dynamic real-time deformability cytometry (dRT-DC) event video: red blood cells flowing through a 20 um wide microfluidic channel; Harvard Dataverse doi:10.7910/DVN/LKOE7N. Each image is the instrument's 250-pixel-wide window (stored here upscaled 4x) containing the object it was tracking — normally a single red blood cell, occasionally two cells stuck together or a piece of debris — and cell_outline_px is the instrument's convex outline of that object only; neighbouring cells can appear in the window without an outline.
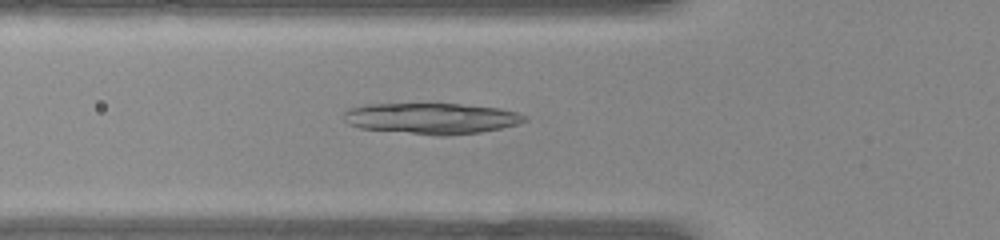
{"species": "common noctule bat (a hibernating species)", "species_latin": "Nyctalus noctula", "temperature_condition": "warm", "stored_images_in_passage": 46, "camera_frame_rate_fps": 3000, "um_per_image_px": 0.085, "animal": {"sex": "female", "body_mass_g": 22.0, "forearm_length_mm": 56.7}, "frame": {"image": 1, "passage_image": 13, "time_ms": 4.0, "image_size_px": [1000, 240], "cell_outline_px": [[528, 120], [516, 124], [500, 128], [480, 132], [444, 136], [436, 136], [360, 128], [348, 124], [344, 120], [344, 112], [348, 108], [368, 104], [460, 104], [500, 108], [516, 112], [524, 116]], "centroid_in_image_um": [36.64, 10.07], "position_along_channel_um": 89.2, "area_um2": 32.6}}
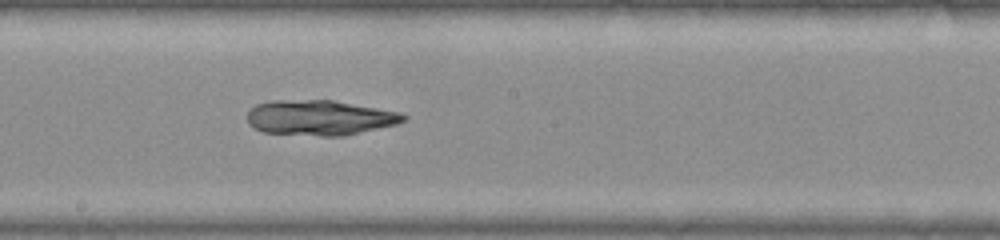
{"frame": {"image": 2, "passage_image": 23, "time_ms": 7.333, "image_size_px": [1000, 240], "cell_outline_px": [[408, 116], [404, 120], [396, 124], [344, 136], [320, 136], [264, 132], [248, 124], [248, 112], [256, 104], [272, 100], [332, 100], [400, 112]], "centroid_in_image_um": [27.17, 10.0], "position_along_channel_um": 221.0, "area_um2": 31.85}}
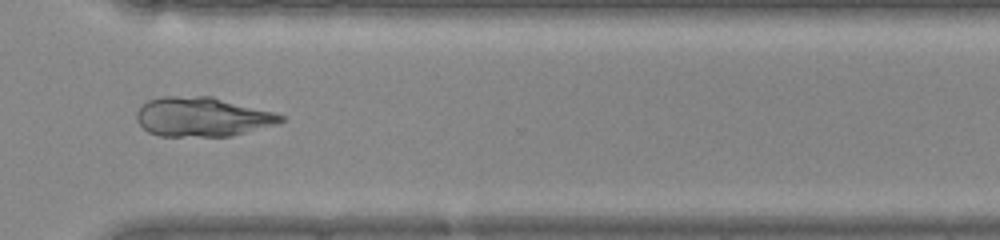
{"frame": {"image": 3, "passage_image": 33, "time_ms": 10.667, "image_size_px": [1000, 240], "cell_outline_px": [[284, 120], [276, 124], [232, 136], [160, 136], [148, 132], [136, 120], [136, 112], [148, 100], [160, 96], [212, 96], [272, 112], [284, 116]], "centroid_in_image_um": [17.16, 9.93], "position_along_channel_um": 353.4, "area_um2": 32.95}}